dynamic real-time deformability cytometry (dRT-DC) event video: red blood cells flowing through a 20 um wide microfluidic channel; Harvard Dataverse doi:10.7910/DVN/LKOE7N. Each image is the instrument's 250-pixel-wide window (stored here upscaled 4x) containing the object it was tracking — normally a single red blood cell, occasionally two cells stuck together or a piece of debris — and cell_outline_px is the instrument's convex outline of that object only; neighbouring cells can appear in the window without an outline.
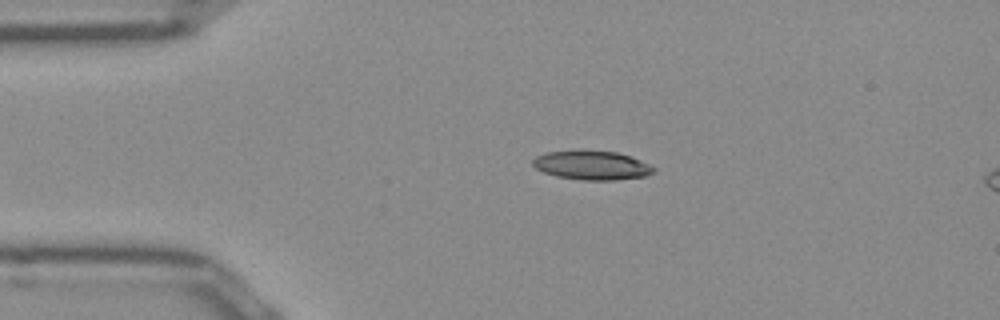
{"species": "Egyptian fruit bat (a non-hibernating species)", "species_latin": "Rousettus aegyptiacus", "temperature_condition": "room temperature", "stored_images_in_passage": 6, "camera_frame_rate_fps": 3000, "um_per_image_px": 0.085, "frame": {"image": 1, "passage_image": 1, "time_ms": 0.0, "image_size_px": [1000, 320], "cell_outline_px": [[656, 172], [644, 176], [616, 180], [584, 180], [556, 176], [544, 172], [536, 168], [532, 164], [532, 160], [536, 156], [548, 152], [580, 148], [616, 152], [628, 156], [648, 164], [656, 168]], "centroid_in_image_um": [50.27, 14.02], "position_along_channel_um": 34.7, "area_um2": 20.75}}